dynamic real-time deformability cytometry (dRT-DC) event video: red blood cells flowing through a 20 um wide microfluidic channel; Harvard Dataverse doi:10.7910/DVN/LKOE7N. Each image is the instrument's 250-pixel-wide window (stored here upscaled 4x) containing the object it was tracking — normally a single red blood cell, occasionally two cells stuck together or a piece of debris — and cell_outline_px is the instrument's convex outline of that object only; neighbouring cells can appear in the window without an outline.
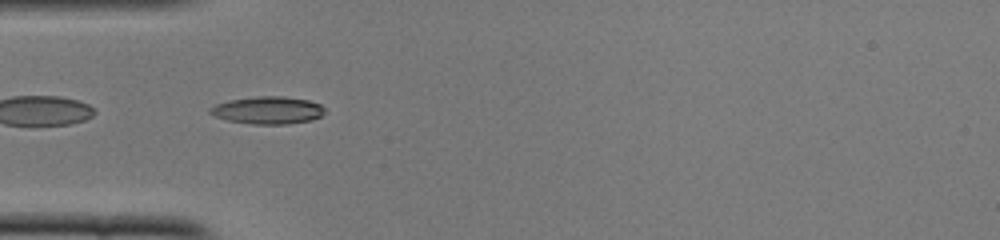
{"species": "common noctule bat (a hibernating species)", "species_latin": "Nyctalus noctula", "temperature_condition": "cold", "stored_images_in_passage": 39, "camera_frame_rate_fps": 3000, "um_per_image_px": 0.085, "animal": {"sex": "female", "body_mass_g": 22.0, "forearm_length_mm": 56.7}, "frame": {"image": 1, "passage_image": 4, "time_ms": 1.0, "image_size_px": [1000, 240], "cell_outline_px": [[324, 112], [320, 116], [312, 120], [288, 124], [252, 124], [228, 120], [216, 116], [208, 112], [208, 108], [216, 104], [228, 100], [256, 96], [284, 96], [308, 100], [320, 104], [324, 108]], "centroid_in_image_um": [22.75, 9.36], "position_along_channel_um": 62.2, "area_um2": 18.38}}
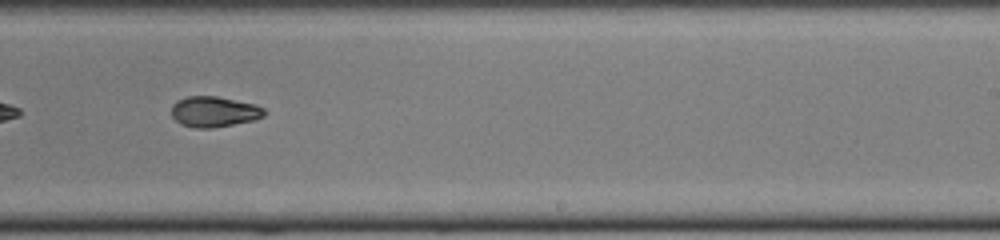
{"frame": {"image": 2, "passage_image": 20, "time_ms": 6.333, "image_size_px": [1000, 240], "cell_outline_px": [[268, 112], [264, 116], [256, 120], [212, 128], [192, 128], [180, 124], [172, 116], [172, 104], [176, 100], [188, 96], [216, 96], [256, 104], [264, 108]], "centroid_in_image_um": [18.22, 9.5], "position_along_channel_um": 270.8, "area_um2": 16.82}}
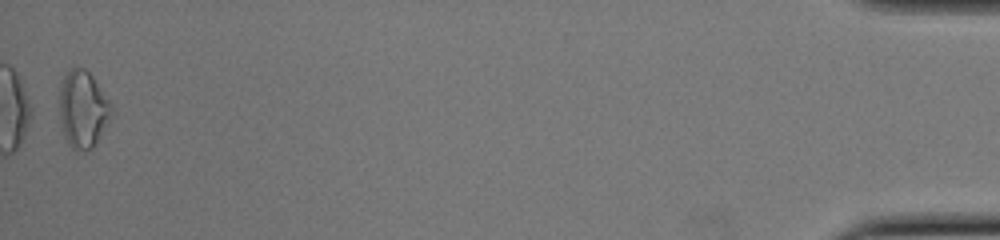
{"frame": {"image": 3, "passage_image": 39, "time_ms": 12.667, "image_size_px": [1000, 240], "cell_outline_px": [[112, 112], [92, 148], [76, 152], [68, 144], [64, 136], [60, 116], [60, 88], [64, 76], [72, 68], [84, 68], [92, 76], [112, 104]], "centroid_in_image_um": [7.03, 9.29], "position_along_channel_um": 428.2, "area_um2": 22.77}, "authors_computed_cell_mechanics": {"area_um2": 17.051, "velocity_mm_per_s": 3.9341, "shape_relaxation_time_tau1_ms": 4.9724, "shape_relaxation_time_tau2_ms": 2.8265, "deformation_change_tau1": 0.1761, "deformation_change_tau2": 0.0678}}